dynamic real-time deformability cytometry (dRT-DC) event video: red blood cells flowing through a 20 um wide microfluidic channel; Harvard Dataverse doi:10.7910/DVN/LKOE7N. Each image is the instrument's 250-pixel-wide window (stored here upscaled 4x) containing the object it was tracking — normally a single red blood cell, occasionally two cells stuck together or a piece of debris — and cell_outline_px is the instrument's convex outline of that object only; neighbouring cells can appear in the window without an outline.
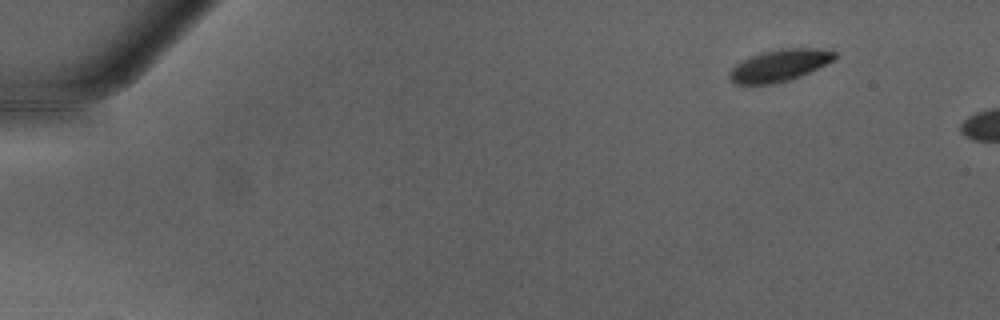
{"species": "Egyptian fruit bat (a non-hibernating species)", "species_latin": "Rousettus aegyptiacus", "temperature_condition": "warm", "stored_images_in_passage": 9, "camera_frame_rate_fps": 3000, "um_per_image_px": 0.085, "animal": {"sex": "male"}, "frame": {"image": 1, "passage_image": 1, "time_ms": 0.0, "image_size_px": [1000, 320], "cell_outline_px": [[836, 60], [800, 76], [788, 80], [772, 84], [736, 84], [728, 76], [728, 72], [740, 60], [760, 52], [780, 48], [820, 48], [836, 52]], "centroid_in_image_um": [66.26, 5.54], "position_along_channel_um": 18.7, "area_um2": 19.71}}